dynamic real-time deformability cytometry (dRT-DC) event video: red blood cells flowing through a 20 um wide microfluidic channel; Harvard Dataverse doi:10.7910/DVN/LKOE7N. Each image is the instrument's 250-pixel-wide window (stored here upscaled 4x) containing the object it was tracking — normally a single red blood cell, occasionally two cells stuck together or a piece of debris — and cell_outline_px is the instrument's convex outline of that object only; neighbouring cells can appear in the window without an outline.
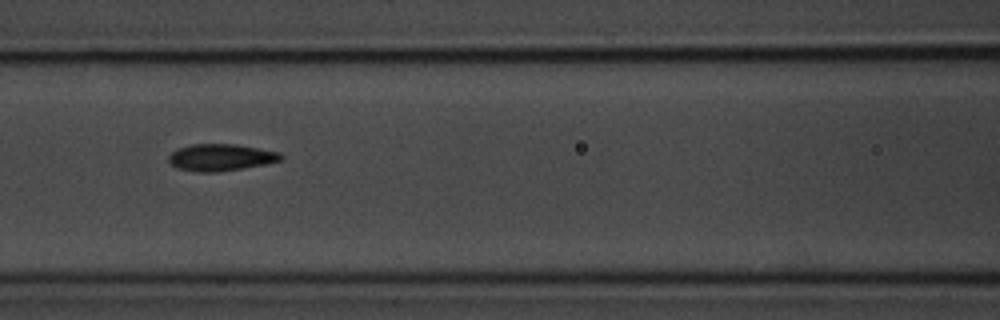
{"species": "common noctule bat (a hibernating species)", "species_latin": "Nyctalus noctula", "temperature_condition": "room temperature", "stored_images_in_passage": 10, "camera_frame_rate_fps": 3000, "um_per_image_px": 0.085, "animal": {"sex": "male", "body_mass_g": 20.1, "forearm_length_mm": 53.5}, "frame": {"image": 1, "passage_image": 6, "time_ms": 5.667, "image_size_px": [1000, 320], "cell_outline_px": [[284, 156], [280, 160], [264, 164], [216, 172], [196, 172], [176, 168], [168, 160], [168, 156], [176, 148], [192, 144], [236, 144], [280, 152]], "centroid_in_image_um": [18.73, 13.37], "position_along_channel_um": 147.9, "area_um2": 17.51}}
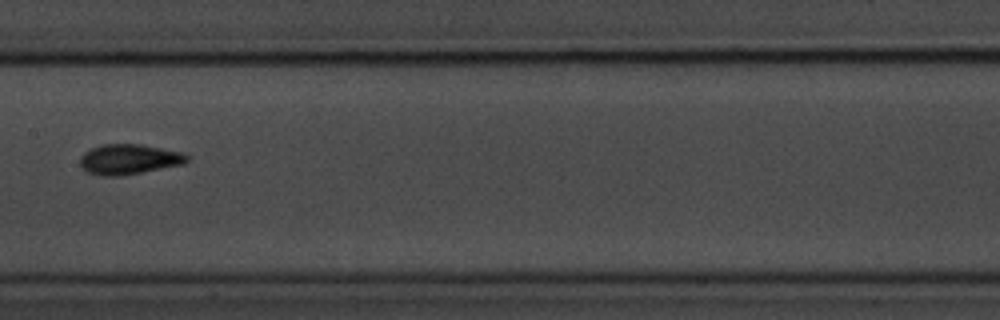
{"frame": {"image": 2, "passage_image": 7, "time_ms": 7.0, "image_size_px": [1000, 320], "cell_outline_px": [[188, 160], [184, 164], [120, 176], [104, 176], [88, 172], [80, 164], [80, 156], [84, 152], [92, 148], [104, 144], [140, 144], [184, 152], [188, 156]], "centroid_in_image_um": [10.98, 13.53], "position_along_channel_um": 196.4, "area_um2": 18.73}}